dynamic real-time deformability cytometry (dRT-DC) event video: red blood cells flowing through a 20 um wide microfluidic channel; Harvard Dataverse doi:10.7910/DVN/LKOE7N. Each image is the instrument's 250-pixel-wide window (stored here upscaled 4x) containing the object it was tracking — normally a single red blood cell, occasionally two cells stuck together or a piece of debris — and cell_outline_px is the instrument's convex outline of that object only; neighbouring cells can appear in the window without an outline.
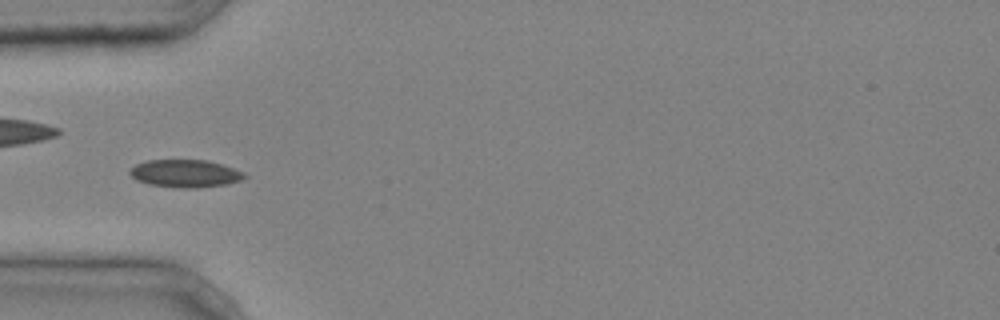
{"species": "common noctule bat (a hibernating species)", "species_latin": "Nyctalus noctula", "temperature_condition": "cold", "stored_images_in_passage": 5, "camera_frame_rate_fps": 3000, "um_per_image_px": 0.085, "animal": {"sex": "male", "body_mass_g": 20.4}, "frame": {"image": 1, "passage_image": 4, "time_ms": 1.0, "image_size_px": [1000, 320], "cell_outline_px": [[248, 176], [244, 180], [228, 184], [196, 188], [180, 188], [148, 184], [136, 180], [128, 172], [136, 164], [148, 160], [208, 160], [244, 172]], "centroid_in_image_um": [15.77, 14.75], "position_along_channel_um": 69.2, "area_um2": 18.55}}